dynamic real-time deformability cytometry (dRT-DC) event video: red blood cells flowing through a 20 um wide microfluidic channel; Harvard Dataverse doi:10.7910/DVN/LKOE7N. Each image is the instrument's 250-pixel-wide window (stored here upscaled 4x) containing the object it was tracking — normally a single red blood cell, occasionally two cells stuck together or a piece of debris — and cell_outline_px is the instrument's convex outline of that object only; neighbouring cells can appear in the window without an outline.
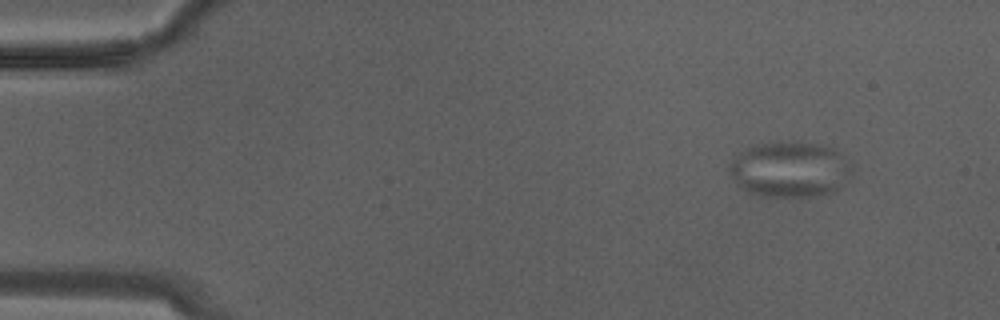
{"species": "Egyptian fruit bat (a non-hibernating species)", "species_latin": "Rousettus aegyptiacus", "temperature_condition": "warm", "stored_images_in_passage": 9, "camera_frame_rate_fps": 3000, "um_per_image_px": 0.085, "animal": {"sex": "male"}, "frame": {"image": 1, "passage_image": 1, "time_ms": 0.0, "image_size_px": [1000, 320], "cell_outline_px": [[852, 176], [844, 184], [832, 192], [816, 196], [764, 196], [748, 192], [728, 172], [728, 168], [732, 160], [752, 144], [820, 144], [832, 148], [852, 164]], "centroid_in_image_um": [67.18, 14.43], "position_along_channel_um": 17.8, "area_um2": 38.84}}
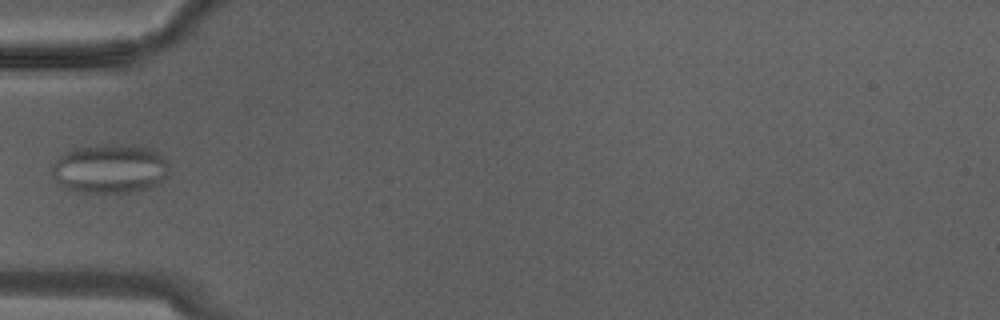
{"frame": {"image": 2, "passage_image": 8, "time_ms": 2.333, "image_size_px": [1000, 320], "cell_outline_px": [[168, 164], [164, 176], [152, 188], [132, 192], [80, 192], [64, 188], [52, 176], [52, 164], [68, 148], [100, 144], [104, 144], [148, 148], [156, 152], [168, 160]], "centroid_in_image_um": [9.27, 14.34], "position_along_channel_um": 75.7, "area_um2": 33.47}}